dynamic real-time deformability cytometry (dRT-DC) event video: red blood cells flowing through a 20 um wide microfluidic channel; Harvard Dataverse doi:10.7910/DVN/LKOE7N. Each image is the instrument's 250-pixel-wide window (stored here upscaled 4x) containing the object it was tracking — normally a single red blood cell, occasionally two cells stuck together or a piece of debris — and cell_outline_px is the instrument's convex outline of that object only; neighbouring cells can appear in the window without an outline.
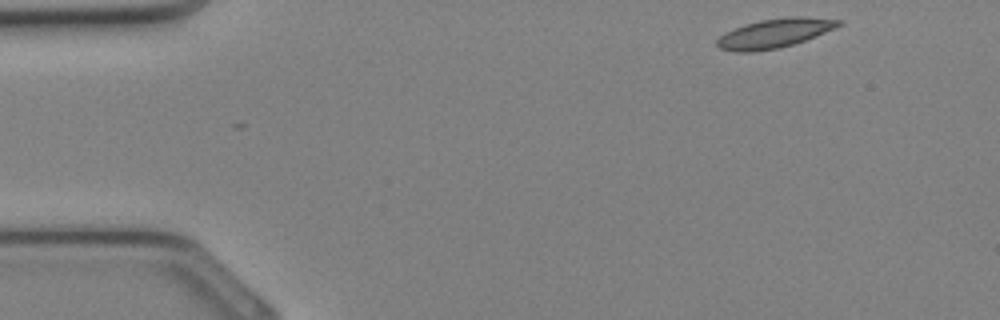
{"species": "Egyptian fruit bat (a non-hibernating species)", "species_latin": "Rousettus aegyptiacus", "temperature_condition": "cold", "stored_images_in_passage": 31, "camera_frame_rate_fps": 3000, "um_per_image_px": 0.085, "animal": {"sex": "female"}, "frame": {"image": 1, "passage_image": 1, "time_ms": 0.0, "image_size_px": [1000, 320], "cell_outline_px": [[844, 24], [816, 36], [780, 48], [752, 52], [736, 52], [720, 48], [716, 44], [716, 40], [724, 32], [744, 24], [760, 20], [788, 16], [804, 16], [844, 20]], "centroid_in_image_um": [65.85, 2.81], "position_along_channel_um": 19.2, "area_um2": 20.87}}
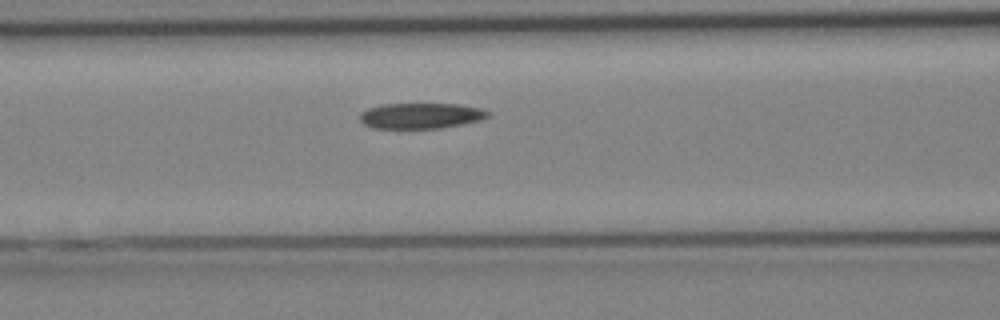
{"frame": {"image": 2, "passage_image": 11, "time_ms": 3.333, "image_size_px": [1000, 320], "cell_outline_px": [[492, 116], [480, 120], [464, 124], [440, 128], [372, 128], [364, 124], [360, 120], [360, 112], [368, 108], [380, 104], [460, 104], [480, 108], [492, 112]], "centroid_in_image_um": [35.81, 9.83], "position_along_channel_um": 130.8, "area_um2": 19.36}}
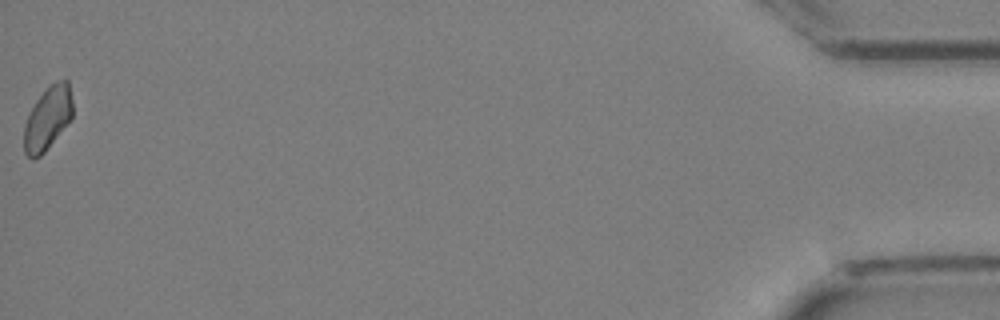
{"frame": {"image": 3, "passage_image": 31, "time_ms": 10.0, "image_size_px": [1000, 320], "cell_outline_px": [[72, 120], [44, 152], [40, 156], [32, 160], [24, 152], [24, 124], [28, 112], [36, 100], [48, 84], [60, 80], [68, 80], [72, 100]], "centroid_in_image_um": [4.05, 10.05], "position_along_channel_um": 431.2, "area_um2": 18.26}}